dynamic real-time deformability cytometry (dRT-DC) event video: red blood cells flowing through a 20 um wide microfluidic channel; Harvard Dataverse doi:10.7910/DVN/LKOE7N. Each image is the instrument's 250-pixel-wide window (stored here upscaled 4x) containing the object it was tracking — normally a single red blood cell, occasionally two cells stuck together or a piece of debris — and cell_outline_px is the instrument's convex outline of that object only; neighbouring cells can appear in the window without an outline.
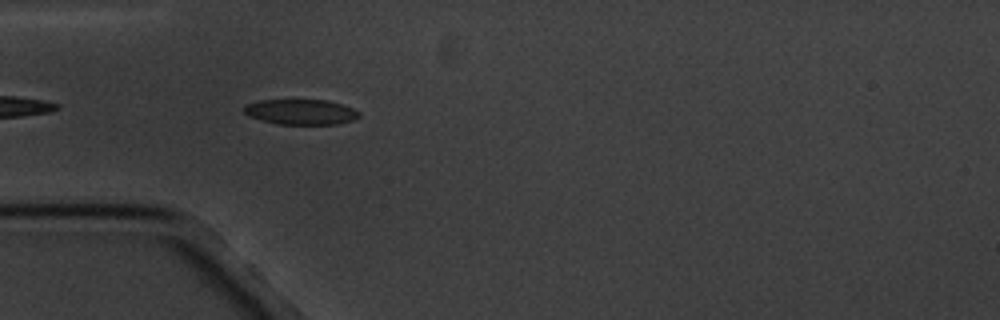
{"species": "common noctule bat (a hibernating species)", "species_latin": "Nyctalus noctula", "temperature_condition": "cold", "stored_images_in_passage": 4, "camera_frame_rate_fps": 3000, "um_per_image_px": 0.085, "animal": {"sex": "male", "body_mass_g": 20.1, "forearm_length_mm": 53.5}, "frame": {"image": 1, "passage_image": 4, "time_ms": 3.333, "image_size_px": [1000, 320], "cell_outline_px": [[360, 116], [352, 120], [336, 124], [280, 124], [248, 116], [244, 112], [244, 108], [248, 104], [260, 100], [328, 100], [352, 108], [360, 112]], "centroid_in_image_um": [25.59, 9.51], "position_along_channel_um": 59.4, "area_um2": 16.7}}